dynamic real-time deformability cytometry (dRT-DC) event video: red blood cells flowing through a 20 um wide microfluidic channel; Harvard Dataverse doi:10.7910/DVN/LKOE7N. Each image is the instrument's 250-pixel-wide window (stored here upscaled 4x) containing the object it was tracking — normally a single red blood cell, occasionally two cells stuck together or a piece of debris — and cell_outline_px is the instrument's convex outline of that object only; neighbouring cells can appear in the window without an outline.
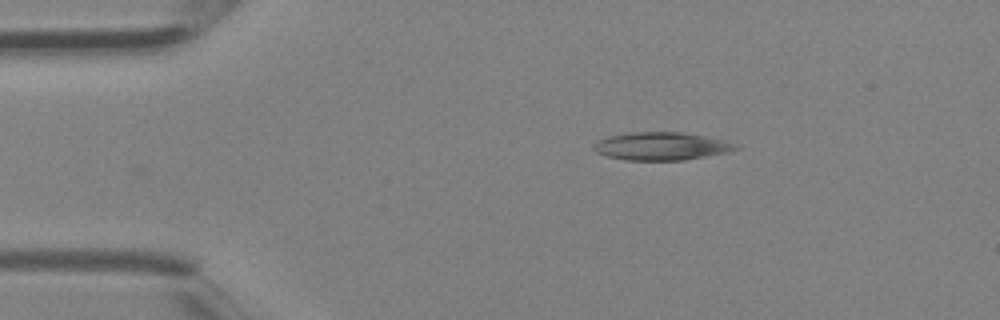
{"species": "Egyptian fruit bat (a non-hibernating species)", "species_latin": "Rousettus aegyptiacus", "temperature_condition": "room temperature", "stored_images_in_passage": 4, "camera_frame_rate_fps": 3000, "um_per_image_px": 0.085, "animal": {"sex": "female"}, "frame": {"image": 1, "passage_image": 4, "time_ms": 1.0, "image_size_px": [1000, 320], "cell_outline_px": [[740, 148], [728, 152], [684, 160], [628, 160], [608, 156], [596, 152], [592, 148], [592, 144], [596, 140], [608, 136], [628, 132], [680, 132], [724, 140], [736, 144]], "centroid_in_image_um": [56.16, 12.42], "position_along_channel_um": 28.8, "area_um2": 23.06}}